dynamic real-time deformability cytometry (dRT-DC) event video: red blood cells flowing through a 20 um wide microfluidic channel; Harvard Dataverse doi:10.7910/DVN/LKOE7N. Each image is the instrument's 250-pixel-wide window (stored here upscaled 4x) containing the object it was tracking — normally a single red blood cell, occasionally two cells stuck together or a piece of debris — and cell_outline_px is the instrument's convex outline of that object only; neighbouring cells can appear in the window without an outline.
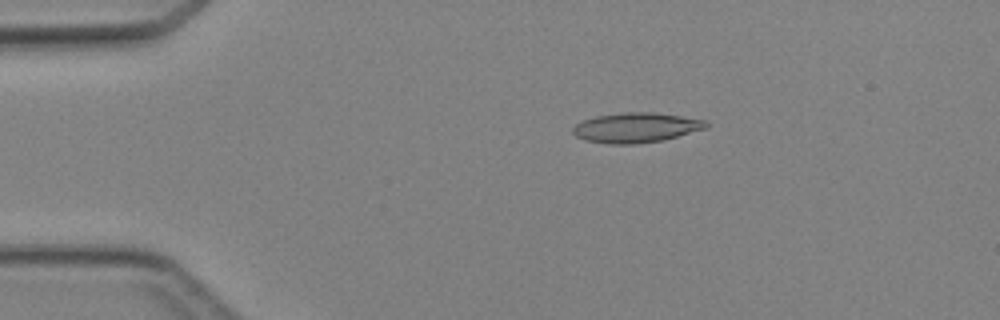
{"species": "Egyptian fruit bat (a non-hibernating species)", "species_latin": "Rousettus aegyptiacus", "temperature_condition": "cold", "stored_images_in_passage": 4, "camera_frame_rate_fps": 3000, "um_per_image_px": 0.085, "animal": {"sex": "female"}, "frame": {"image": 1, "passage_image": 3, "time_ms": 2.333, "image_size_px": [1000, 320], "cell_outline_px": [[708, 128], [664, 140], [636, 144], [608, 144], [584, 140], [576, 136], [572, 132], [572, 128], [576, 124], [584, 120], [596, 116], [624, 112], [652, 112], [708, 120]], "centroid_in_image_um": [54.08, 10.85], "position_along_channel_um": 30.9, "area_um2": 23.35}}